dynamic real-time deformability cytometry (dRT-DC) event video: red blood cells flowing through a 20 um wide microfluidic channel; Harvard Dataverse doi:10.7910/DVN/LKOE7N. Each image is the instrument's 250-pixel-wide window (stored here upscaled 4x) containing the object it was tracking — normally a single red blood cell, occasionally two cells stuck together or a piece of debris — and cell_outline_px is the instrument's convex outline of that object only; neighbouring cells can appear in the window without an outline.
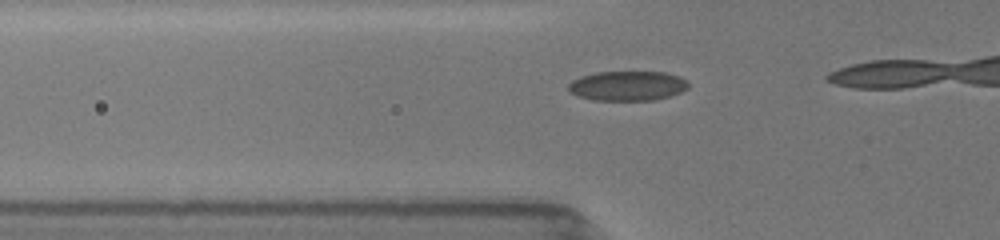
{"species": "common noctule bat (a hibernating species)", "species_latin": "Nyctalus noctula", "temperature_condition": "room temperature", "stored_images_in_passage": 23, "camera_frame_rate_fps": 3000, "um_per_image_px": 0.085, "animal": {"sex": "female", "body_mass_g": 19.5, "forearm_length_mm": 54.1}, "frame": {"image": 1, "passage_image": 18, "time_ms": 3.667, "image_size_px": [1000, 240], "cell_outline_px": [[688, 88], [680, 92], [668, 96], [652, 100], [592, 100], [576, 96], [568, 88], [568, 84], [572, 80], [580, 76], [596, 72], [664, 72], [680, 76], [688, 80]], "centroid_in_image_um": [53.33, 7.29], "position_along_channel_um": 72.5, "area_um2": 20.81}}